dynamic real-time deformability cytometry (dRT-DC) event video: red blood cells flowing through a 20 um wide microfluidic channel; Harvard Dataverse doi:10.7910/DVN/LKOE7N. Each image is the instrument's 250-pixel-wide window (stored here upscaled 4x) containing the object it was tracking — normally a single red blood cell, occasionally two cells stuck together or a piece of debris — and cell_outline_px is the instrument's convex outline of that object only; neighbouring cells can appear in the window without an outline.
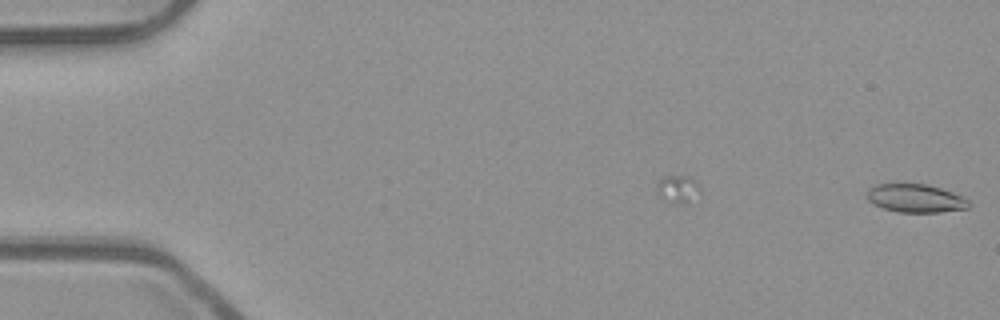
{"species": "common noctule bat (a hibernating species)", "species_latin": "Nyctalus noctula", "temperature_condition": "room temperature", "stored_images_in_passage": 7, "camera_frame_rate_fps": 3000, "um_per_image_px": 0.085, "animal": {"sex": "male", "body_mass_g": 23.1, "forearm_length_mm": 52.7}, "frame": {"image": 1, "passage_image": 7, "time_ms": 2.0, "image_size_px": [1000, 320], "cell_outline_px": [[972, 204], [968, 208], [940, 212], [896, 212], [884, 208], [868, 200], [868, 188], [876, 184], [924, 184], [940, 188], [952, 192], [968, 200]], "centroid_in_image_um": [77.84, 16.86], "position_along_channel_um": 7.2, "area_um2": 16.59}}